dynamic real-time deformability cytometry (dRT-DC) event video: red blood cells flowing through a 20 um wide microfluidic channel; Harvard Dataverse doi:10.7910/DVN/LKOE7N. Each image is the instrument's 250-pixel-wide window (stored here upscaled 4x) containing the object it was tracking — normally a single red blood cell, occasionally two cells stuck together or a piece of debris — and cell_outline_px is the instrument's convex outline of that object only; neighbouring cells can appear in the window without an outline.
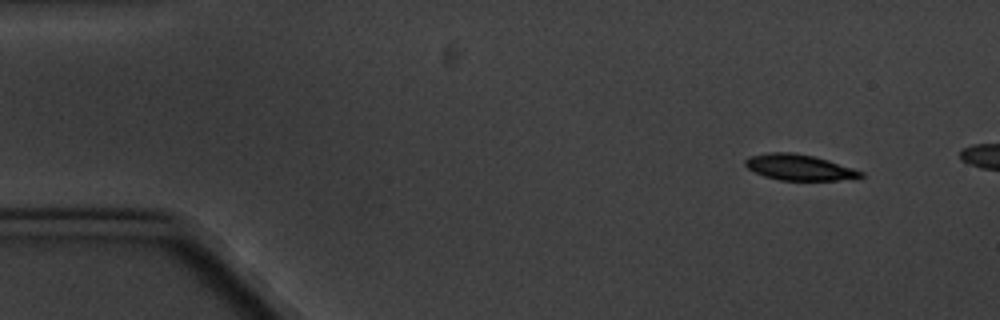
{"species": "common noctule bat (a hibernating species)", "species_latin": "Nyctalus noctula", "temperature_condition": "cold", "stored_images_in_passage": 2, "camera_frame_rate_fps": 3000, "um_per_image_px": 0.085, "animal": {"sex": "male", "body_mass_g": 20.1, "forearm_length_mm": 53.5}, "frame": {"image": 1, "passage_image": 1, "time_ms": 0.0, "image_size_px": [1000, 320], "cell_outline_px": [[864, 176], [836, 180], [780, 180], [764, 176], [748, 168], [744, 164], [744, 160], [748, 156], [768, 152], [792, 152], [812, 156], [828, 160], [864, 172]], "centroid_in_image_um": [67.88, 14.21], "position_along_channel_um": 17.1, "area_um2": 17.22}}